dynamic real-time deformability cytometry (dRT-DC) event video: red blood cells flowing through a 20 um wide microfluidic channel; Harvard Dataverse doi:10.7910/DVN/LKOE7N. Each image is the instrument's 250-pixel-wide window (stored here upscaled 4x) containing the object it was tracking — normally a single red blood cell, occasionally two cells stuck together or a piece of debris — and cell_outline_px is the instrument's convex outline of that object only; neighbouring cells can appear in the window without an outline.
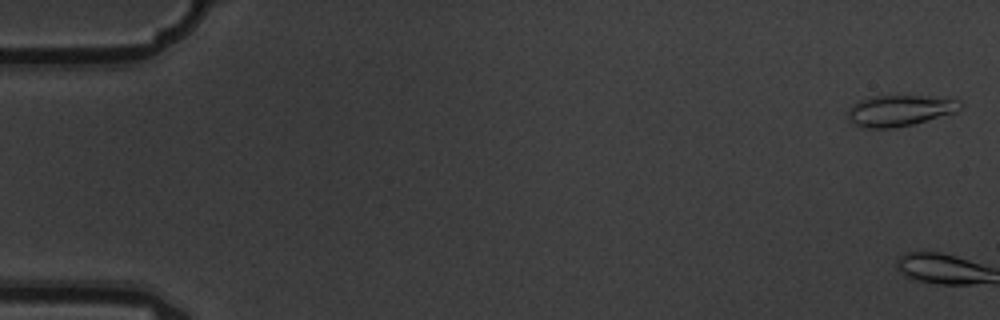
{"species": "common noctule bat (a hibernating species)", "species_latin": "Nyctalus noctula", "temperature_condition": "warm", "stored_images_in_passage": 6, "camera_frame_rate_fps": 3000, "um_per_image_px": 0.085, "animal": {"sex": "male", "body_mass_g": 19.5, "forearm_length_mm": 54.6}, "frame": {"image": 1, "passage_image": 1, "time_ms": 0.0, "image_size_px": [1000, 320], "cell_outline_px": [[964, 104], [956, 112], [912, 124], [892, 128], [864, 128], [848, 120], [848, 112], [852, 104], [868, 96], [948, 96], [960, 100]], "centroid_in_image_um": [76.52, 9.37], "position_along_channel_um": 8.5, "area_um2": 20.58}}